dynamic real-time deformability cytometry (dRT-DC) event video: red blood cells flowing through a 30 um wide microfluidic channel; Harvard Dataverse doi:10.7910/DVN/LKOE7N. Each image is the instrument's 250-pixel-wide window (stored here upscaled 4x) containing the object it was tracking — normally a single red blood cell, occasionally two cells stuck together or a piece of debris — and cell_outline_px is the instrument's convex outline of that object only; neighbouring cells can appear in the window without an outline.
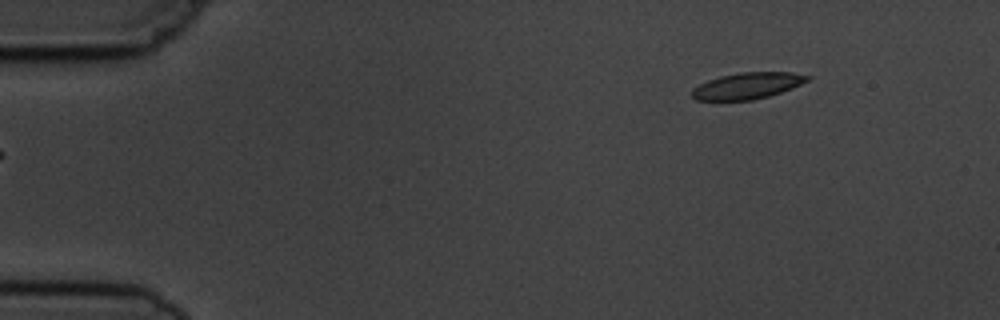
{"species": "common noctule bat (a hibernating species)", "species_latin": "Nyctalus noctula", "temperature_condition": "cold", "stored_images_in_passage": 3, "camera_frame_rate_fps": 3000, "um_per_image_px": 0.085, "animal": {"sex": "male", "body_mass_g": 19.5, "forearm_length_mm": 54.6}, "frame": {"image": 1, "passage_image": 3, "time_ms": 2.333, "image_size_px": [1000, 320], "cell_outline_px": [[812, 76], [808, 80], [792, 88], [768, 96], [752, 100], [696, 100], [692, 96], [692, 88], [708, 80], [720, 76], [740, 72], [792, 72]], "centroid_in_image_um": [63.52, 7.28], "position_along_channel_um": 21.5, "area_um2": 17.63}}